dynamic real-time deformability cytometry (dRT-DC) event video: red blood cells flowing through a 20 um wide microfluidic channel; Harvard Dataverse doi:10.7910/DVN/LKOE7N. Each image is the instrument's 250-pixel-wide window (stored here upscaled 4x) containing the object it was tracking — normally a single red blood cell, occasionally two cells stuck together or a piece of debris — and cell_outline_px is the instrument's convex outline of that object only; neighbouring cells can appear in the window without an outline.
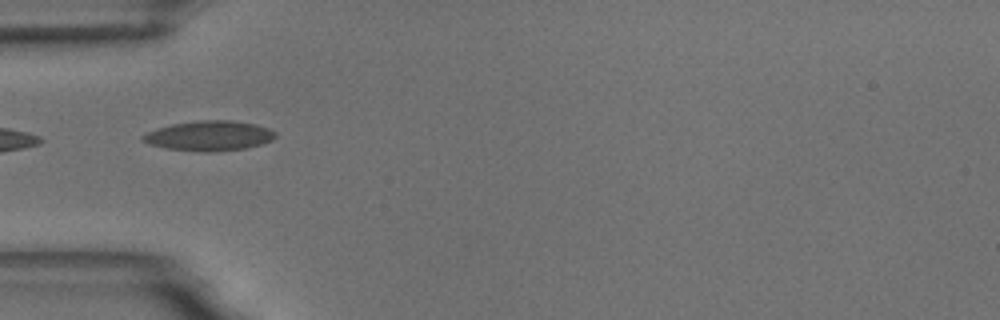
{"species": "common noctule bat (a hibernating species)", "species_latin": "Nyctalus noctula", "temperature_condition": "room temperature", "stored_images_in_passage": 7, "camera_frame_rate_fps": 3000, "um_per_image_px": 0.085, "animal": {"sex": "male", "body_mass_g": 18.8}, "frame": {"image": 1, "passage_image": 1, "time_ms": 0.0, "image_size_px": [1000, 320], "cell_outline_px": [[276, 136], [272, 140], [248, 148], [208, 152], [204, 152], [164, 148], [148, 144], [140, 140], [140, 136], [156, 128], [172, 124], [200, 120], [228, 120], [256, 124], [268, 128], [276, 132]], "centroid_in_image_um": [17.75, 11.54], "position_along_channel_um": 67.2, "area_um2": 23.24}}